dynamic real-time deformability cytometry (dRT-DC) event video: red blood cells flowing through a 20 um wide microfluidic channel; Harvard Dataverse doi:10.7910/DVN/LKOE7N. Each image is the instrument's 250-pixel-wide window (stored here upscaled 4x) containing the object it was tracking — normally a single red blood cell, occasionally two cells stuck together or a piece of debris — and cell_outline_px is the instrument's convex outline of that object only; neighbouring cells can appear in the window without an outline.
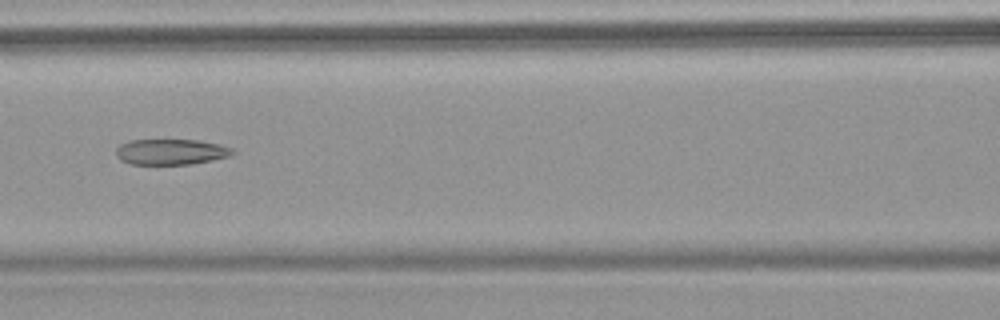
{"species": "common noctule bat (a hibernating species)", "species_latin": "Nyctalus noctula", "temperature_condition": "warm", "stored_images_in_passage": 7, "camera_frame_rate_fps": 3000, "um_per_image_px": 0.085, "animal": {"sex": "female", "body_mass_g": 18.4}, "frame": {"image": 1, "passage_image": 7, "time_ms": 7.0, "image_size_px": [1000, 320], "cell_outline_px": [[236, 152], [228, 156], [212, 160], [192, 164], [132, 164], [120, 160], [116, 156], [116, 148], [120, 144], [132, 140], [196, 140], [220, 144], [232, 148]], "centroid_in_image_um": [14.52, 12.91], "position_along_channel_um": 152.1, "area_um2": 17.4}}